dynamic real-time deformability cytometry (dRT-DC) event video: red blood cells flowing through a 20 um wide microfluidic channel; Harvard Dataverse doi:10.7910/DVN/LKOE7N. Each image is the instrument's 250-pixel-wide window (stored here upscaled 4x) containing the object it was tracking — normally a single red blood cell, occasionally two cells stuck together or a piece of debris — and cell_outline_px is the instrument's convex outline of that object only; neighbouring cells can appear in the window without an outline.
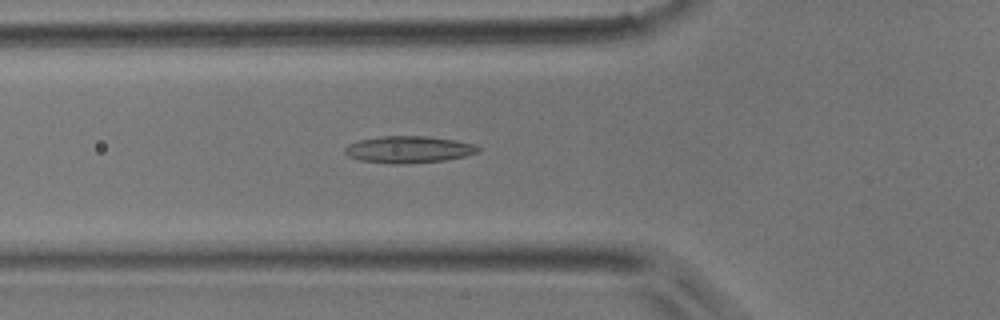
{"species": "common noctule bat (a hibernating species)", "species_latin": "Nyctalus noctula", "temperature_condition": "room temperature", "stored_images_in_passage": 36, "camera_frame_rate_fps": 3000, "um_per_image_px": 0.085, "animal": {"sex": "male", "body_mass_g": 17.9}, "frame": {"image": 1, "passage_image": 11, "time_ms": 3.333, "image_size_px": [1000, 320], "cell_outline_px": [[480, 152], [464, 156], [444, 160], [400, 164], [388, 164], [360, 160], [348, 156], [344, 152], [344, 148], [348, 144], [360, 140], [380, 136], [428, 136], [456, 140], [476, 144], [480, 148]], "centroid_in_image_um": [34.74, 12.7], "position_along_channel_um": 91.1, "area_um2": 20.98}}
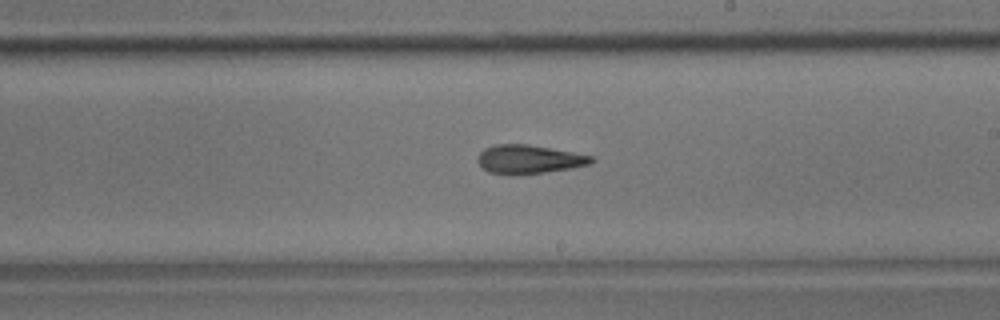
{"frame": {"image": 2, "passage_image": 21, "time_ms": 6.667, "image_size_px": [1000, 320], "cell_outline_px": [[596, 160], [592, 164], [572, 168], [544, 172], [488, 172], [476, 160], [476, 156], [484, 148], [496, 144], [528, 144], [572, 152], [592, 156]], "centroid_in_image_um": [44.99, 13.5], "position_along_channel_um": 244.0, "area_um2": 18.44}}
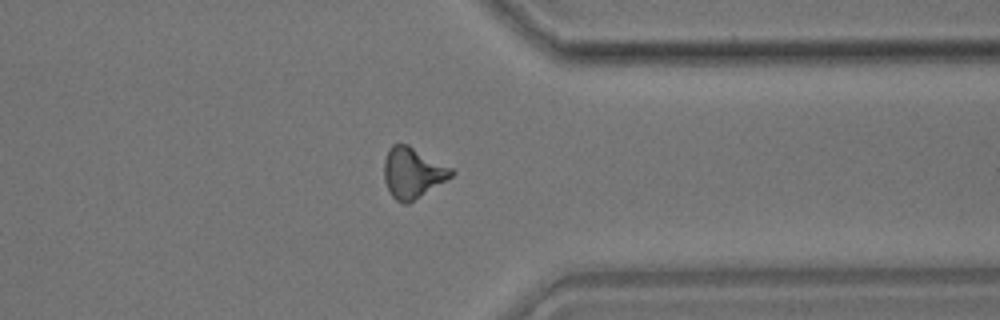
{"frame": {"image": 3, "passage_image": 30, "time_ms": 9.667, "image_size_px": [1000, 320], "cell_outline_px": [[456, 172], [452, 176], [408, 204], [404, 204], [396, 200], [388, 192], [384, 180], [384, 160], [388, 148], [392, 144], [408, 144], [452, 168]], "centroid_in_image_um": [35.05, 14.68], "position_along_channel_um": 376.4, "area_um2": 19.88}}